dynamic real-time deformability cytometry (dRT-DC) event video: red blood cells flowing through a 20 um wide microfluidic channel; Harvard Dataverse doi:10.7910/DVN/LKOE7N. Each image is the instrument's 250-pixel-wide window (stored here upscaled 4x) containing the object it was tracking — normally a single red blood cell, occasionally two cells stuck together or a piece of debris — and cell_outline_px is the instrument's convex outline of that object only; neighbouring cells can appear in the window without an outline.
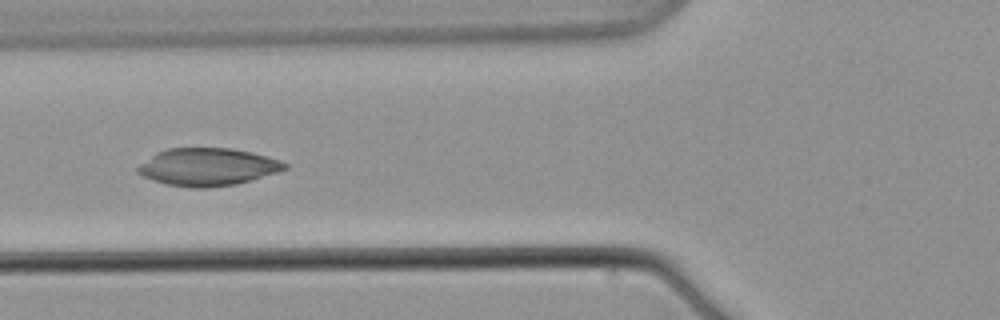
{"species": "common noctule bat (a hibernating species)", "species_latin": "Nyctalus noctula", "temperature_condition": "warm", "stored_images_in_passage": 8, "camera_frame_rate_fps": 3000, "um_per_image_px": 0.085, "animal": {"sex": "male", "body_mass_g": 21.5, "forearm_length_mm": 52.0}, "frame": {"image": 1, "passage_image": 7, "time_ms": 8.333, "image_size_px": [1000, 320], "cell_outline_px": [[288, 168], [252, 180], [236, 184], [212, 188], [192, 188], [164, 184], [152, 180], [136, 172], [136, 168], [140, 164], [156, 152], [168, 148], [232, 148], [252, 152], [280, 160], [288, 164]], "centroid_in_image_um": [17.64, 14.19], "position_along_channel_um": 108.2, "area_um2": 32.37}}